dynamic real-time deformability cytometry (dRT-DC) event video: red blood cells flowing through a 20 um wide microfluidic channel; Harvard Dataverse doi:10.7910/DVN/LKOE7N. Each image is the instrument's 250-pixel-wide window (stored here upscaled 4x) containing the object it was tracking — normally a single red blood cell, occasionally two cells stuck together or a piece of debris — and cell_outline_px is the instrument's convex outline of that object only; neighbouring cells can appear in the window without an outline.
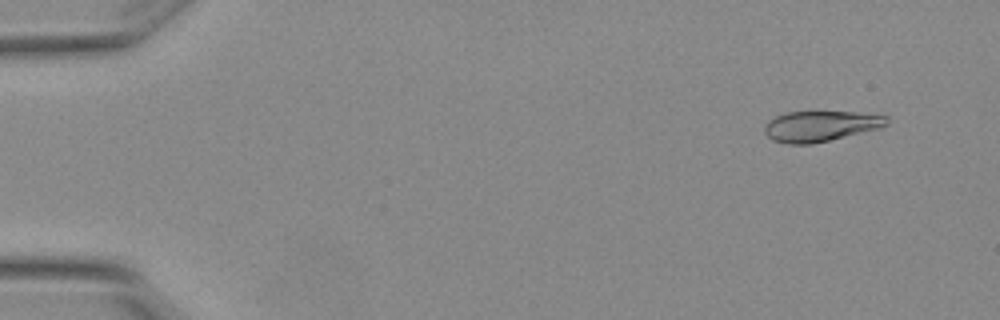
{"species": "Egyptian fruit bat (a non-hibernating species)", "species_latin": "Rousettus aegyptiacus", "temperature_condition": "warm", "stored_images_in_passage": 5, "camera_frame_rate_fps": 3000, "um_per_image_px": 0.085, "animal": {"sex": "female"}, "frame": {"image": 1, "passage_image": 2, "time_ms": 0.333, "image_size_px": [1000, 320], "cell_outline_px": [[888, 124], [880, 128], [828, 140], [808, 144], [788, 144], [772, 140], [764, 132], [764, 124], [768, 120], [776, 116], [788, 112], [852, 112], [888, 116]], "centroid_in_image_um": [69.71, 10.72], "position_along_channel_um": 15.3, "area_um2": 21.56}}
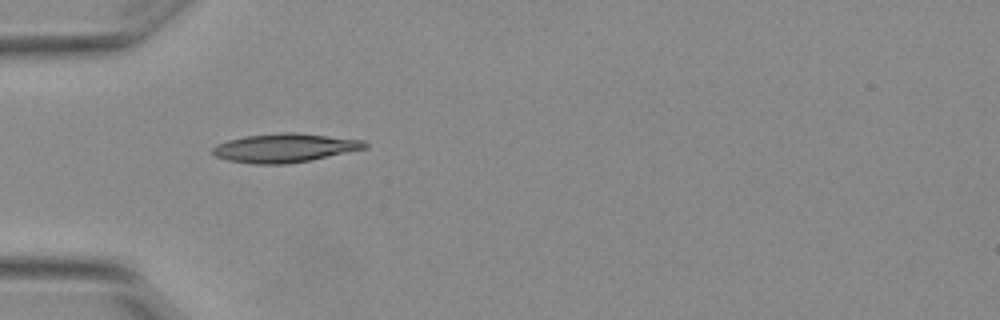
{"frame": {"image": 2, "passage_image": 5, "time_ms": 1.333, "image_size_px": [1000, 320], "cell_outline_px": [[368, 148], [288, 164], [252, 164], [228, 160], [216, 156], [212, 152], [212, 148], [216, 144], [228, 140], [244, 136], [280, 132], [296, 132], [364, 140], [368, 144]], "centroid_in_image_um": [24.19, 12.56], "position_along_channel_um": 60.8, "area_um2": 25.55}}